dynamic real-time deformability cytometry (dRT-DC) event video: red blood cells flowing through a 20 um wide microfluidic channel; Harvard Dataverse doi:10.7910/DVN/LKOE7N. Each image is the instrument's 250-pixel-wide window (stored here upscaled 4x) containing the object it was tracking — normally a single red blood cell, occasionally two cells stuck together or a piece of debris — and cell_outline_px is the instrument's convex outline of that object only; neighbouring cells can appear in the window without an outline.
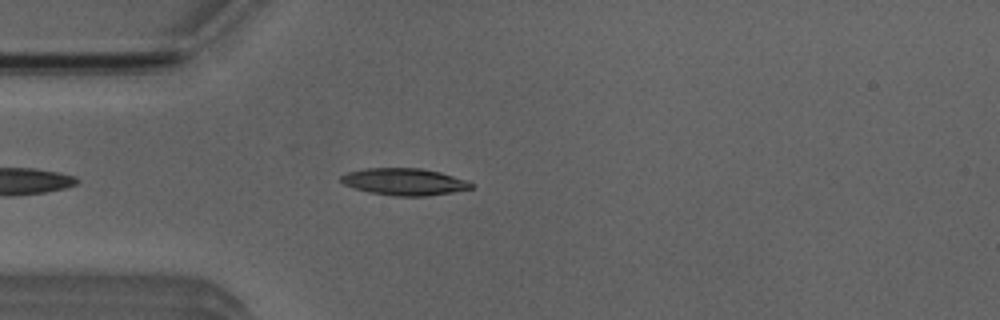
{"species": "Egyptian fruit bat (a non-hibernating species)", "species_latin": "Rousettus aegyptiacus", "temperature_condition": "room temperature", "stored_images_in_passage": 4, "camera_frame_rate_fps": 3000, "um_per_image_px": 0.085, "animal": {"sex": "male"}, "frame": {"image": 1, "passage_image": 4, "time_ms": 3.333, "image_size_px": [1000, 320], "cell_outline_px": [[472, 188], [452, 192], [428, 196], [392, 196], [368, 192], [352, 188], [344, 184], [340, 180], [340, 176], [348, 172], [364, 168], [420, 168], [440, 172], [464, 180], [472, 184]], "centroid_in_image_um": [34.3, 15.45], "position_along_channel_um": 50.7, "area_um2": 20.4}}